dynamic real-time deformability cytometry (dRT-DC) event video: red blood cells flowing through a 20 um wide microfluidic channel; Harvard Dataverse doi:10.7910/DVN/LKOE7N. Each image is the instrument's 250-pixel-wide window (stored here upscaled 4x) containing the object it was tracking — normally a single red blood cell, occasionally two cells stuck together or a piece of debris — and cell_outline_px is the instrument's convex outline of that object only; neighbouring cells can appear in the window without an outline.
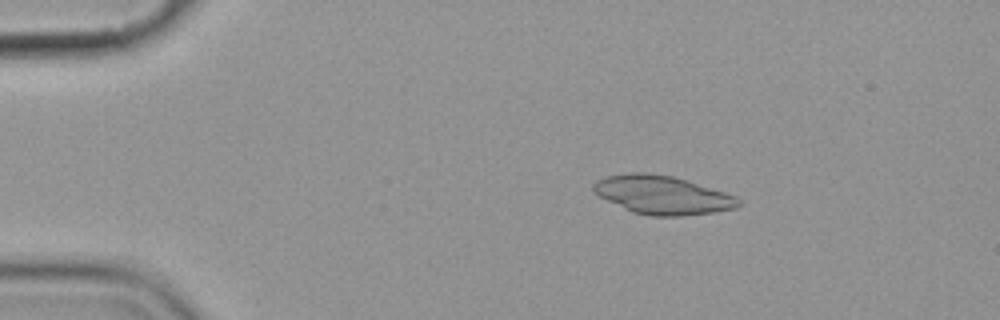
{"species": "common noctule bat (a hibernating species)", "species_latin": "Nyctalus noctula", "temperature_condition": "cold", "stored_images_in_passage": 5, "camera_frame_rate_fps": 3000, "um_per_image_px": 0.085, "animal": {"sex": "female", "body_mass_g": 19.9}, "frame": {"image": 1, "passage_image": 3, "time_ms": 2.667, "image_size_px": [1000, 320], "cell_outline_px": [[740, 204], [736, 208], [712, 212], [684, 216], [652, 216], [632, 212], [592, 192], [592, 184], [596, 180], [604, 176], [628, 172], [648, 172], [672, 176], [688, 180], [736, 196], [740, 200]], "centroid_in_image_um": [56.27, 16.55], "position_along_channel_um": 28.7, "area_um2": 32.66}}